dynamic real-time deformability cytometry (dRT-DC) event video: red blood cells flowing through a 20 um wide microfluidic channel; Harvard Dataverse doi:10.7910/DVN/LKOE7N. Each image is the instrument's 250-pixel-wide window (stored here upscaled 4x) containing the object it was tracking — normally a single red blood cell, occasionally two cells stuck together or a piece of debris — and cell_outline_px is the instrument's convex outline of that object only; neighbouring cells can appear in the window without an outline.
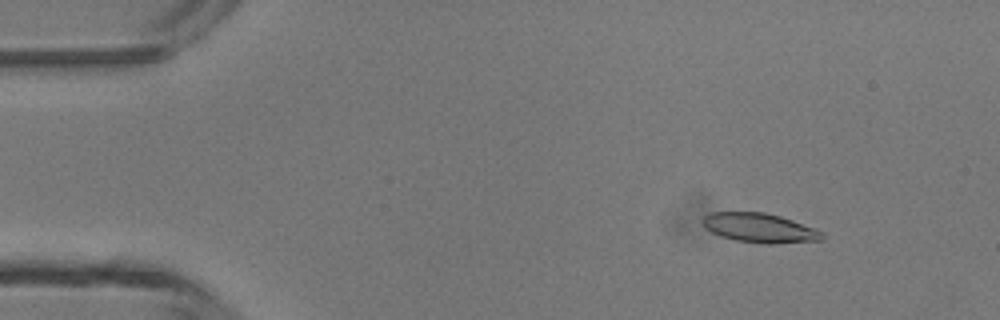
{"species": "common noctule bat (a hibernating species)", "species_latin": "Nyctalus noctula", "temperature_condition": "room temperature", "stored_images_in_passage": 44, "camera_frame_rate_fps": 3000, "um_per_image_px": 0.085, "animal": {"sex": "male", "body_mass_g": 13.3}, "frame": {"image": 1, "passage_image": 3, "time_ms": 0.667, "image_size_px": [1000, 320], "cell_outline_px": [[824, 240], [776, 244], [764, 244], [736, 240], [720, 236], [704, 228], [700, 220], [704, 216], [712, 212], [764, 212], [780, 216], [816, 228], [824, 232]], "centroid_in_image_um": [64.58, 19.38], "position_along_channel_um": 20.4, "area_um2": 20.75}}
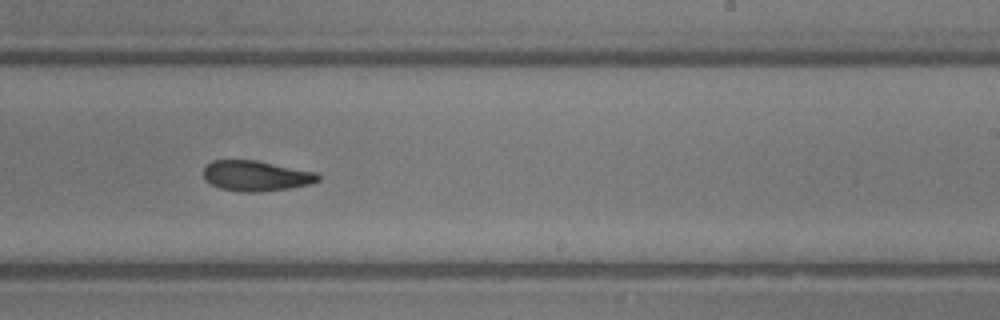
{"frame": {"image": 2, "passage_image": 26, "time_ms": 8.333, "image_size_px": [1000, 320], "cell_outline_px": [[320, 180], [312, 184], [288, 188], [260, 192], [244, 192], [220, 188], [204, 180], [204, 168], [212, 160], [256, 160], [316, 172], [320, 176]], "centroid_in_image_um": [21.78, 14.94], "position_along_channel_um": 267.2, "area_um2": 20.29}}
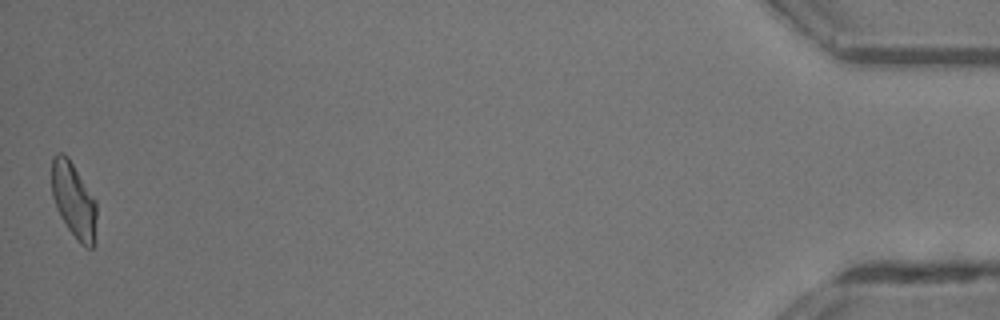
{"frame": {"image": 3, "passage_image": 44, "time_ms": 14.333, "image_size_px": [1000, 320], "cell_outline_px": [[96, 244], [92, 248], [84, 248], [80, 244], [68, 228], [60, 216], [56, 208], [52, 196], [52, 156], [56, 152], [64, 152], [68, 156], [96, 200]], "centroid_in_image_um": [6.28, 17.04], "position_along_channel_um": 428.9, "area_um2": 20.11}, "authors_computed_cell_mechanics": {"area_um2": 20.7213, "velocity_mm_per_s": 4.3583, "shape_relaxation_time_tau1_ms": 10.3939, "shape_relaxation_time_tau2_ms": 4.7327, "deformation_change_tau1": 0.2429, "deformation_change_tau2": 0.1396}}